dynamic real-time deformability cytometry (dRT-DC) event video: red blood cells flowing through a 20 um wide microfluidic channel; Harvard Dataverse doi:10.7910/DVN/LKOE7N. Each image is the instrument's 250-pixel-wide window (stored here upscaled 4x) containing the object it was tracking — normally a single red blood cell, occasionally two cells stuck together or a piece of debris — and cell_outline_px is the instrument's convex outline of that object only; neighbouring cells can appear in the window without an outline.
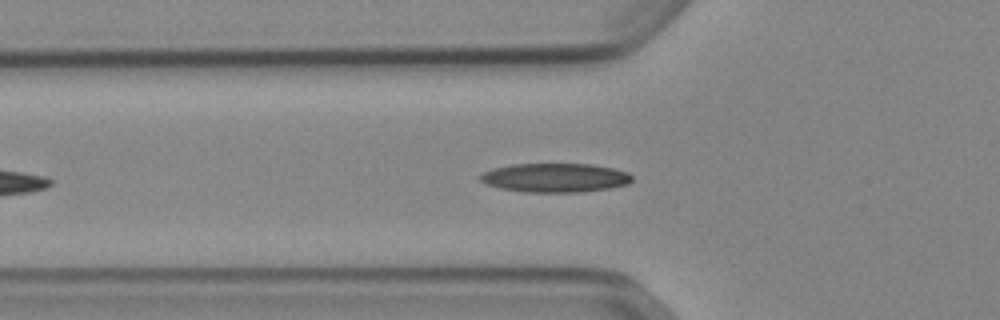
{"species": "Egyptian fruit bat (a non-hibernating species)", "species_latin": "Rousettus aegyptiacus", "temperature_condition": "cold", "stored_images_in_passage": 40, "camera_frame_rate_fps": 3000, "um_per_image_px": 0.085, "animal": {"sex": "female"}, "frame": {"image": 1, "passage_image": 9, "time_ms": 2.667, "image_size_px": [1000, 320], "cell_outline_px": [[632, 180], [628, 184], [608, 188], [580, 192], [524, 192], [500, 188], [484, 184], [480, 180], [480, 176], [484, 172], [492, 168], [512, 164], [592, 164], [612, 168], [628, 172], [632, 176]], "centroid_in_image_um": [47.16, 15.1], "position_along_channel_um": 78.6, "area_um2": 25.66}}
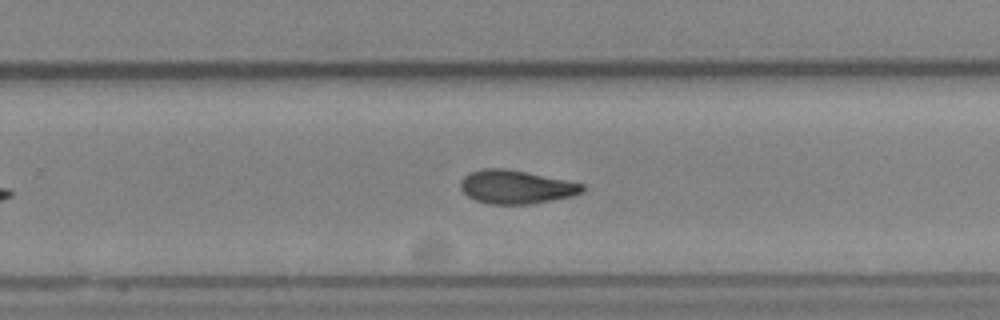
{"frame": {"image": 2, "passage_image": 25, "time_ms": 8.0, "image_size_px": [1000, 320], "cell_outline_px": [[584, 192], [572, 196], [532, 204], [488, 204], [476, 200], [468, 196], [460, 188], [460, 180], [468, 172], [480, 168], [504, 168], [584, 184]], "centroid_in_image_um": [43.82, 15.89], "position_along_channel_um": 286.0, "area_um2": 23.76}}
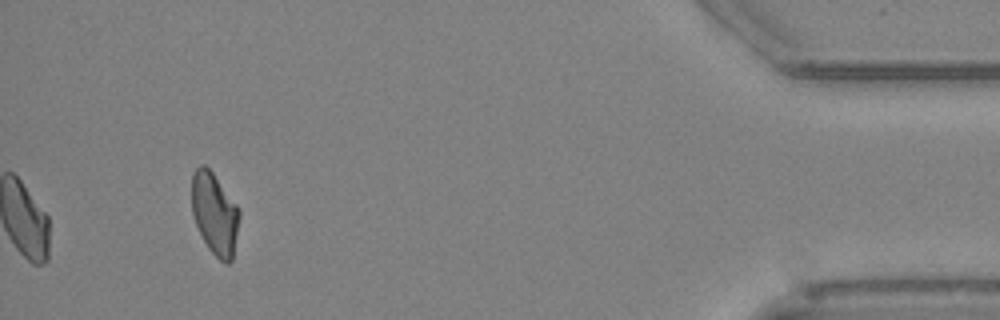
{"frame": {"image": 3, "passage_image": 40, "time_ms": 13.0, "image_size_px": [1000, 320], "cell_outline_px": [[240, 216], [232, 260], [228, 264], [220, 260], [208, 248], [196, 224], [192, 212], [192, 176], [196, 168], [200, 164], [204, 164], [212, 172], [236, 204], [240, 212]], "centroid_in_image_um": [18.25, 18.16], "position_along_channel_um": 417.0, "area_um2": 22.43}, "authors_computed_cell_mechanics": {"area_um2": 23.9292, "velocity_mm_per_s": 3.894, "shape_relaxation_time_tau1_ms": 10.3049, "shape_relaxation_time_tau2_ms": 7.9365, "deformation_change_tau1": 0.2215, "deformation_change_tau2": 0.16}}